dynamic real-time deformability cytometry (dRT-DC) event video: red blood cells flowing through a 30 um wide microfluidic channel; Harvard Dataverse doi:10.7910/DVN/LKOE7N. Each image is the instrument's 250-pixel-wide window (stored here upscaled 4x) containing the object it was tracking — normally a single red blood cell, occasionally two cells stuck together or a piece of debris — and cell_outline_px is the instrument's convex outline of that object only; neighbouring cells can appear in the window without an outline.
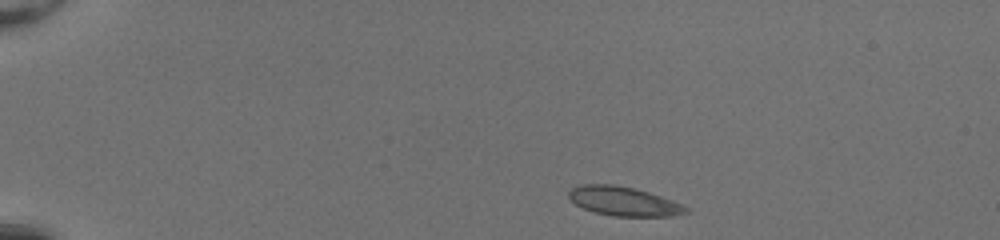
{"species": "common noctule bat (a hibernating species)", "species_latin": "Nyctalus noctula", "temperature_condition": "room temperature", "stored_images_in_passage": 42, "camera_frame_rate_fps": 3000, "um_per_image_px": 0.085, "animal": {"sex": "female", "body_mass_g": 20.0, "forearm_length_mm": 54.0}, "frame": {"image": 1, "passage_image": 1, "time_ms": 0.0, "image_size_px": [1000, 240], "cell_outline_px": [[692, 212], [672, 216], [612, 216], [596, 212], [584, 208], [576, 204], [568, 196], [568, 192], [572, 188], [580, 184], [612, 184], [636, 188], [672, 200], [688, 208]], "centroid_in_image_um": [53.03, 17.1], "position_along_channel_um": 32.0, "area_um2": 19.83}}
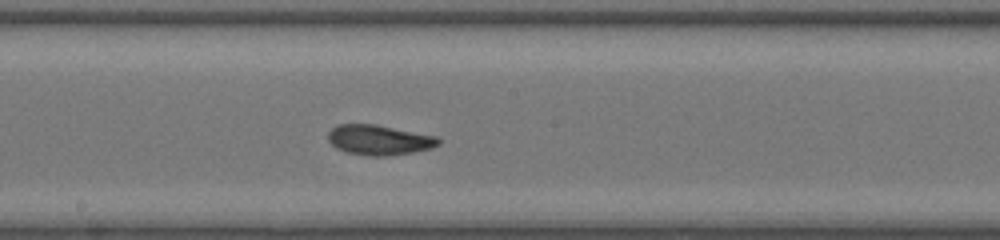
{"frame": {"image": 2, "passage_image": 21, "time_ms": 6.667, "image_size_px": [1000, 240], "cell_outline_px": [[440, 144], [432, 148], [412, 152], [388, 156], [368, 156], [344, 152], [336, 148], [328, 140], [328, 132], [336, 124], [376, 124], [436, 136], [440, 140]], "centroid_in_image_um": [32.2, 11.9], "position_along_channel_um": 216.0, "area_um2": 19.48}}
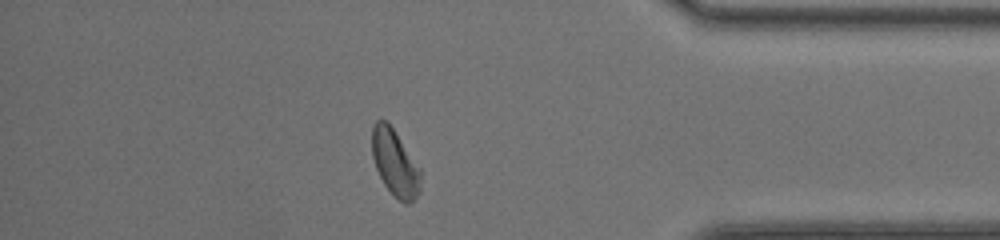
{"frame": {"image": 3, "passage_image": 36, "time_ms": 11.667, "image_size_px": [1000, 240], "cell_outline_px": [[420, 192], [408, 204], [404, 204], [384, 184], [376, 168], [372, 156], [372, 124], [376, 120], [388, 120], [420, 168]], "centroid_in_image_um": [33.56, 13.8], "position_along_channel_um": 401.6, "area_um2": 18.73}, "authors_computed_cell_mechanics": {"area_um2": 19.5364, "velocity_mm_per_s": 4.1467, "shape_relaxation_time_tau1_ms": 4.686, "shape_relaxation_time_tau2_ms": 1.7098, "deformation_change_tau1": 0.1426, "deformation_change_tau2": 0.066}}